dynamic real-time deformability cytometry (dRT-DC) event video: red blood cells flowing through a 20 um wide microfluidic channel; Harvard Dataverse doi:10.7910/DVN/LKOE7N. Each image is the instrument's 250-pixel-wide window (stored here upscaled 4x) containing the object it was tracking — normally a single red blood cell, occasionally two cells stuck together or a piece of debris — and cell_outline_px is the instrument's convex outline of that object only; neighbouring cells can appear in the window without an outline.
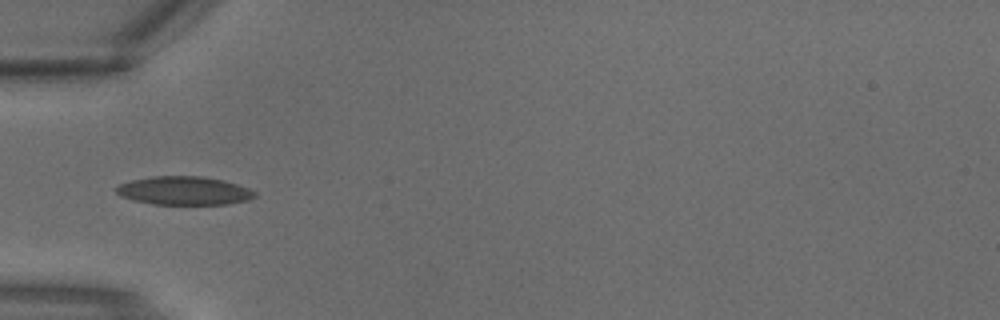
{"species": "common noctule bat (a hibernating species)", "species_latin": "Nyctalus noctula", "temperature_condition": "warm", "stored_images_in_passage": 3, "camera_frame_rate_fps": 3000, "um_per_image_px": 0.085, "animal": {"sex": "male", "body_mass_g": 18.8}, "frame": {"image": 1, "passage_image": 3, "time_ms": 0.667, "image_size_px": [1000, 320], "cell_outline_px": [[256, 196], [248, 200], [228, 204], [152, 204], [132, 200], [120, 196], [116, 192], [116, 188], [120, 184], [132, 180], [152, 176], [200, 176], [224, 180], [248, 188], [256, 192]], "centroid_in_image_um": [15.64, 16.21], "position_along_channel_um": 69.4, "area_um2": 22.95}}